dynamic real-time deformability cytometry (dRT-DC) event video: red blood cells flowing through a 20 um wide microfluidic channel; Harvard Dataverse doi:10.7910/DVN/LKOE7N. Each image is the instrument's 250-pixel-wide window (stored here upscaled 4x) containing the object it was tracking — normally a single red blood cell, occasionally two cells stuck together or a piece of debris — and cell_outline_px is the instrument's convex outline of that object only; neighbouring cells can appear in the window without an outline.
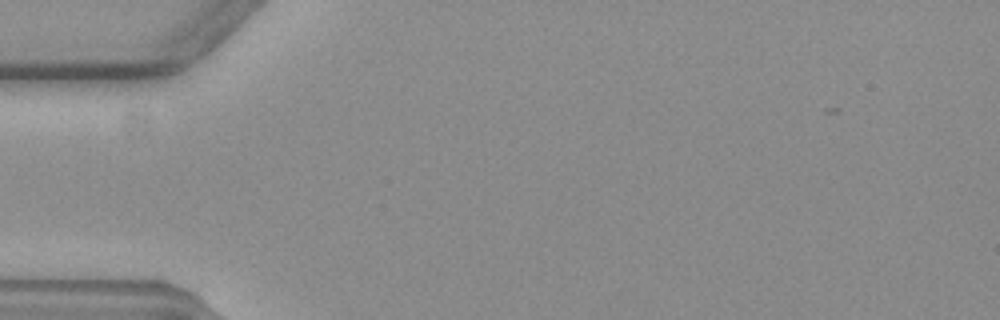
{"species": "common noctule bat (a hibernating species)", "species_latin": "Nyctalus noctula", "temperature_condition": "warm", "stored_images_in_passage": 2, "camera_frame_rate_fps": 3000, "um_per_image_px": 0.085, "animal": {"sex": "female", "body_mass_g": 19.3, "forearm_length_mm": 54.1}, "frame": {"image": 1, "passage_image": 1, "time_ms": 0.0, "image_size_px": [1000, 320], "cell_outline_px": [[284, 60], [256, 96], [236, 116], [212, 128], [204, 128], [204, 116], [272, 64], [280, 60]], "centroid_in_image_um": [20.36, 8.38], "position_along_channel_um": 64.6, "area_um2": 10.12}}